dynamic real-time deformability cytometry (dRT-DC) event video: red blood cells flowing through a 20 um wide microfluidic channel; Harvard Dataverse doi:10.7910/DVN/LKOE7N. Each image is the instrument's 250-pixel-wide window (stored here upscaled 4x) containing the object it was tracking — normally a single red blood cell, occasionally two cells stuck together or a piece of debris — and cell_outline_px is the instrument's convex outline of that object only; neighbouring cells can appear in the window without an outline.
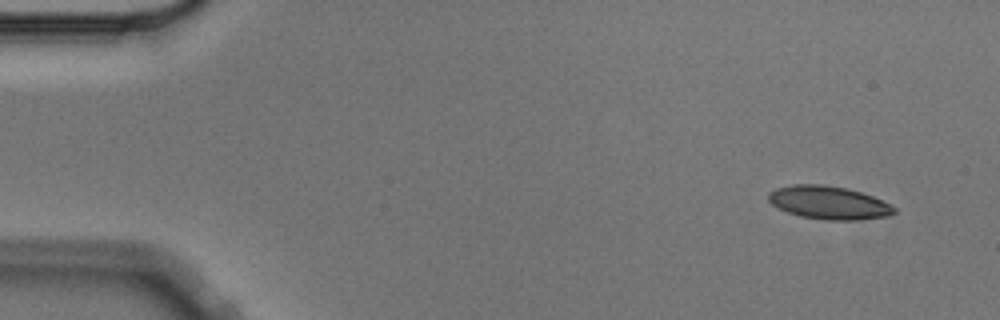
{"species": "Egyptian fruit bat (a non-hibernating species)", "species_latin": "Rousettus aegyptiacus", "temperature_condition": "cold", "stored_images_in_passage": 4, "camera_frame_rate_fps": 3000, "um_per_image_px": 0.085, "animal": {"sex": "male"}, "frame": {"image": 1, "passage_image": 2, "time_ms": 0.333, "image_size_px": [1000, 320], "cell_outline_px": [[896, 212], [888, 216], [856, 220], [828, 220], [800, 216], [788, 212], [772, 204], [768, 200], [768, 192], [776, 188], [792, 184], [820, 184], [844, 188], [860, 192], [872, 196], [896, 208]], "centroid_in_image_um": [70.41, 17.22], "position_along_channel_um": 14.6, "area_um2": 24.04}}
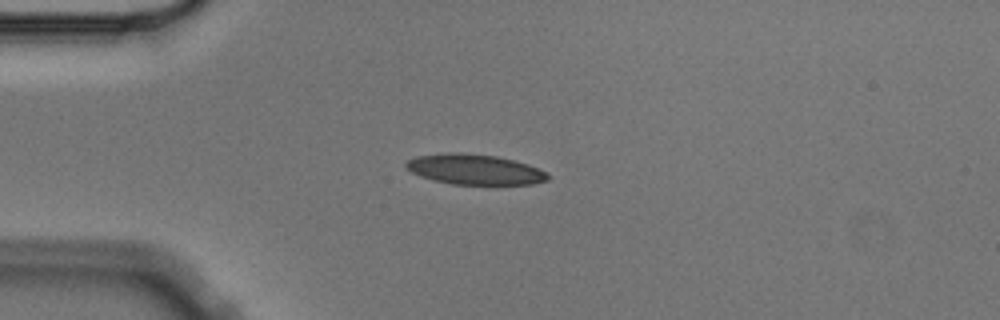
{"frame": {"image": 2, "passage_image": 4, "time_ms": 1.0, "image_size_px": [1000, 320], "cell_outline_px": [[552, 176], [548, 180], [532, 184], [452, 184], [432, 180], [420, 176], [412, 172], [404, 164], [408, 160], [416, 156], [444, 152], [460, 152], [496, 156], [528, 164]], "centroid_in_image_um": [40.32, 14.39], "position_along_channel_um": 44.7, "area_um2": 24.97}}